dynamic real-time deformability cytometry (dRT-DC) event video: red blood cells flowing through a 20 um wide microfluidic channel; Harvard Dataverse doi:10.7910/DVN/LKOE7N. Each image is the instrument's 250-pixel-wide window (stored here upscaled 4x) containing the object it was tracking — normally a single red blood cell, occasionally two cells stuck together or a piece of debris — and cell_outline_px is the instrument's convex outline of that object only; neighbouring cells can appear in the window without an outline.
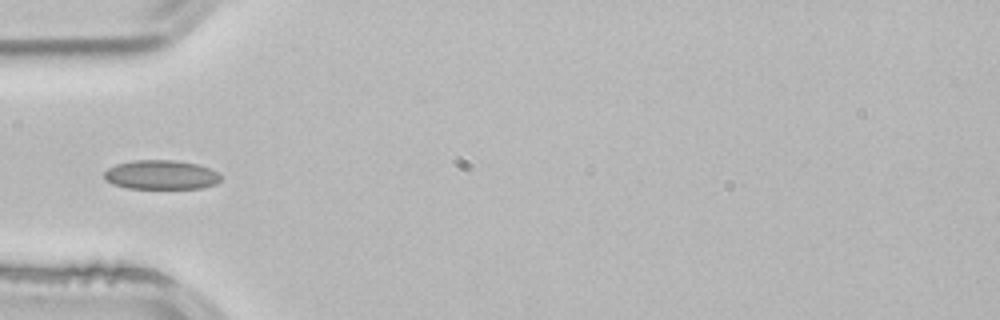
{"species": "common noctule bat (a hibernating species)", "species_latin": "Nyctalus noctula", "temperature_condition": "room temperature", "stored_images_in_passage": 35, "camera_frame_rate_fps": 3000, "um_per_image_px": 0.085, "animal": {"sex": "male", "body_mass_g": 21.5, "forearm_length_mm": 52.0}, "frame": {"image": 1, "passage_image": 1, "time_ms": 0.0, "image_size_px": [1000, 320], "cell_outline_px": [[220, 180], [216, 184], [200, 188], [128, 188], [112, 184], [104, 180], [104, 172], [108, 168], [116, 164], [132, 160], [176, 160], [196, 164], [220, 172]], "centroid_in_image_um": [13.67, 14.85], "position_along_channel_um": 71.3, "area_um2": 19.94}, "authors_computed_cell_mechanics": {"area_um2": 19.074, "velocity_mm_per_s": 3.8583, "shape_relaxation_time_tau1_ms": 10.2861, "shape_relaxation_time_tau2_ms": null, "deformation_change_tau1": 0.16, "deformation_change_tau2": null}}